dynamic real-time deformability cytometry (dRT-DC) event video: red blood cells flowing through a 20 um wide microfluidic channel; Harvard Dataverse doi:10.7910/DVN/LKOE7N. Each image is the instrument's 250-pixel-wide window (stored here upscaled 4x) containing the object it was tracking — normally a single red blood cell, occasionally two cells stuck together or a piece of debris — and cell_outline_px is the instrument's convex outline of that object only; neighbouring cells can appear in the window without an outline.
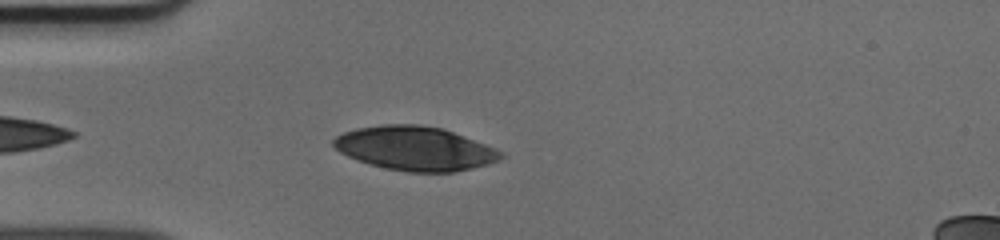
{"species": "human", "species_latin": "Homo sapiens", "temperature_condition": "cold", "stored_images_in_passage": 36, "camera_frame_rate_fps": 3000, "um_per_image_px": 0.085, "donor": {"sex": "male"}, "frame": {"image": 1, "passage_image": 3, "time_ms": 0.667, "image_size_px": [1000, 240], "cell_outline_px": [[504, 156], [500, 160], [488, 164], [472, 168], [452, 172], [408, 172], [384, 168], [348, 156], [340, 152], [332, 144], [332, 140], [336, 136], [344, 132], [356, 128], [384, 124], [420, 124], [440, 128], [452, 132], [496, 148], [504, 152]], "centroid_in_image_um": [35.29, 12.62], "position_along_channel_um": 49.7, "area_um2": 42.71}}
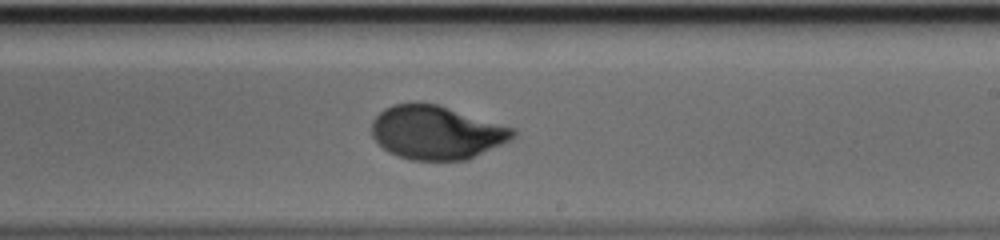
{"frame": {"image": 2, "passage_image": 19, "time_ms": 6.0, "image_size_px": [1000, 240], "cell_outline_px": [[516, 136], [512, 140], [468, 160], [412, 160], [396, 156], [388, 152], [372, 136], [372, 120], [384, 108], [392, 104], [416, 100], [436, 104], [516, 128]], "centroid_in_image_um": [37.11, 11.25], "position_along_channel_um": 251.9, "area_um2": 44.74}}
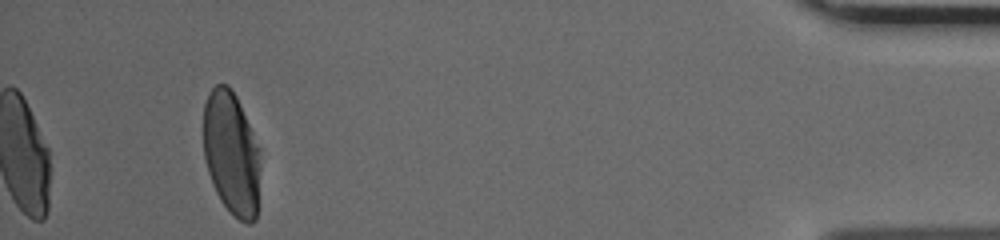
{"frame": {"image": 3, "passage_image": 36, "time_ms": 11.667, "image_size_px": [1000, 240], "cell_outline_px": [[260, 168], [256, 220], [252, 224], [248, 224], [232, 216], [220, 200], [212, 184], [208, 172], [204, 156], [204, 104], [208, 92], [216, 84], [228, 84], [236, 96], [240, 104], [260, 148]], "centroid_in_image_um": [19.68, 13.05], "position_along_channel_um": 415.5, "area_um2": 41.44}}